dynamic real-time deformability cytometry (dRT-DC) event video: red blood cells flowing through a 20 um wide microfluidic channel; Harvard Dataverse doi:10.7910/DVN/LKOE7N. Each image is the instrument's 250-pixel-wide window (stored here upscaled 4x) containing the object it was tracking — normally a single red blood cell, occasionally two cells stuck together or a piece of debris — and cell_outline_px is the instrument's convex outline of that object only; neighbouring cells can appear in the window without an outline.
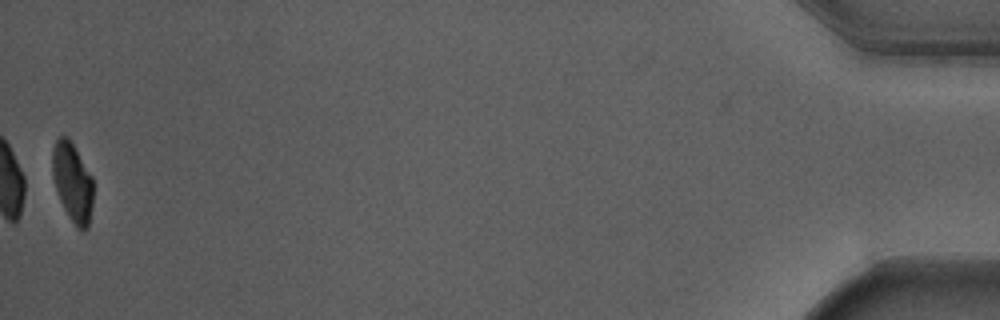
{"species": "Egyptian fruit bat (a non-hibernating species)", "species_latin": "Rousettus aegyptiacus", "temperature_condition": "warm", "stored_images_in_passage": 43, "camera_frame_rate_fps": 3000, "um_per_image_px": 0.085, "animal": {"sex": "male"}, "frame": {"image": 1, "passage_image": 43, "time_ms": 14.0, "image_size_px": [1000, 320], "cell_outline_px": [[92, 204], [88, 228], [84, 232], [76, 228], [68, 216], [60, 200], [52, 176], [52, 148], [56, 140], [60, 136], [68, 136], [92, 176]], "centroid_in_image_um": [6.15, 15.5], "position_along_channel_um": 429.0, "area_um2": 18.84}, "authors_computed_cell_mechanics": {"area_um2": 22.4842, "velocity_mm_per_s": 3.6818, "shape_relaxation_time_tau1_ms": 1.9798, "shape_relaxation_time_tau2_ms": null, "deformation_change_tau1": 0.1796, "deformation_change_tau2": null}}